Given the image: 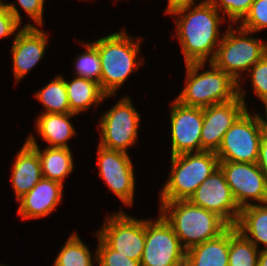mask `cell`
Segmentation results:
<instances>
[{
	"label": "cell",
	"mask_w": 267,
	"mask_h": 266,
	"mask_svg": "<svg viewBox=\"0 0 267 266\" xmlns=\"http://www.w3.org/2000/svg\"><path fill=\"white\" fill-rule=\"evenodd\" d=\"M22 28L6 4L0 5V39H14Z\"/></svg>",
	"instance_id": "33"
},
{
	"label": "cell",
	"mask_w": 267,
	"mask_h": 266,
	"mask_svg": "<svg viewBox=\"0 0 267 266\" xmlns=\"http://www.w3.org/2000/svg\"><path fill=\"white\" fill-rule=\"evenodd\" d=\"M113 250L130 259L141 261L145 247V219L127 211H110L96 231Z\"/></svg>",
	"instance_id": "10"
},
{
	"label": "cell",
	"mask_w": 267,
	"mask_h": 266,
	"mask_svg": "<svg viewBox=\"0 0 267 266\" xmlns=\"http://www.w3.org/2000/svg\"><path fill=\"white\" fill-rule=\"evenodd\" d=\"M229 24H238L249 12L254 0H209Z\"/></svg>",
	"instance_id": "30"
},
{
	"label": "cell",
	"mask_w": 267,
	"mask_h": 266,
	"mask_svg": "<svg viewBox=\"0 0 267 266\" xmlns=\"http://www.w3.org/2000/svg\"><path fill=\"white\" fill-rule=\"evenodd\" d=\"M257 266H267V250H260Z\"/></svg>",
	"instance_id": "37"
},
{
	"label": "cell",
	"mask_w": 267,
	"mask_h": 266,
	"mask_svg": "<svg viewBox=\"0 0 267 266\" xmlns=\"http://www.w3.org/2000/svg\"><path fill=\"white\" fill-rule=\"evenodd\" d=\"M265 132L259 112L246 109L226 131L215 154L219 161L257 163Z\"/></svg>",
	"instance_id": "8"
},
{
	"label": "cell",
	"mask_w": 267,
	"mask_h": 266,
	"mask_svg": "<svg viewBox=\"0 0 267 266\" xmlns=\"http://www.w3.org/2000/svg\"><path fill=\"white\" fill-rule=\"evenodd\" d=\"M82 44L84 49L73 57V75L75 77L87 78L97 83L101 81V59L97 47L90 41L81 39L76 41Z\"/></svg>",
	"instance_id": "27"
},
{
	"label": "cell",
	"mask_w": 267,
	"mask_h": 266,
	"mask_svg": "<svg viewBox=\"0 0 267 266\" xmlns=\"http://www.w3.org/2000/svg\"><path fill=\"white\" fill-rule=\"evenodd\" d=\"M266 53L267 39L241 28L238 24H230L226 27L211 62L239 83Z\"/></svg>",
	"instance_id": "6"
},
{
	"label": "cell",
	"mask_w": 267,
	"mask_h": 266,
	"mask_svg": "<svg viewBox=\"0 0 267 266\" xmlns=\"http://www.w3.org/2000/svg\"><path fill=\"white\" fill-rule=\"evenodd\" d=\"M97 246V266H141L140 261L123 256L119 252L111 249L97 234L93 231Z\"/></svg>",
	"instance_id": "31"
},
{
	"label": "cell",
	"mask_w": 267,
	"mask_h": 266,
	"mask_svg": "<svg viewBox=\"0 0 267 266\" xmlns=\"http://www.w3.org/2000/svg\"><path fill=\"white\" fill-rule=\"evenodd\" d=\"M184 87L175 99L182 105L207 107L238 97V83L212 62L186 63Z\"/></svg>",
	"instance_id": "3"
},
{
	"label": "cell",
	"mask_w": 267,
	"mask_h": 266,
	"mask_svg": "<svg viewBox=\"0 0 267 266\" xmlns=\"http://www.w3.org/2000/svg\"><path fill=\"white\" fill-rule=\"evenodd\" d=\"M48 83H44L40 89L34 92V98L41 103L42 110L38 114L43 113H59L66 114L72 113L70 110V104L67 95V89L65 86V80L63 73H57L53 75Z\"/></svg>",
	"instance_id": "25"
},
{
	"label": "cell",
	"mask_w": 267,
	"mask_h": 266,
	"mask_svg": "<svg viewBox=\"0 0 267 266\" xmlns=\"http://www.w3.org/2000/svg\"><path fill=\"white\" fill-rule=\"evenodd\" d=\"M235 227L259 250H267V203L242 208Z\"/></svg>",
	"instance_id": "23"
},
{
	"label": "cell",
	"mask_w": 267,
	"mask_h": 266,
	"mask_svg": "<svg viewBox=\"0 0 267 266\" xmlns=\"http://www.w3.org/2000/svg\"><path fill=\"white\" fill-rule=\"evenodd\" d=\"M246 74L238 83V96L244 101L247 109L257 110L255 106L252 108L248 106L247 98L249 100V96L247 97V95L253 93L255 96L252 94V97L257 99L256 102L259 100L261 104L267 101V53ZM246 81L249 84L248 87H246ZM247 88L252 91L247 92L249 91Z\"/></svg>",
	"instance_id": "26"
},
{
	"label": "cell",
	"mask_w": 267,
	"mask_h": 266,
	"mask_svg": "<svg viewBox=\"0 0 267 266\" xmlns=\"http://www.w3.org/2000/svg\"><path fill=\"white\" fill-rule=\"evenodd\" d=\"M49 36L44 27H23L17 33L9 51L15 85L22 83L23 79L42 63L49 49Z\"/></svg>",
	"instance_id": "14"
},
{
	"label": "cell",
	"mask_w": 267,
	"mask_h": 266,
	"mask_svg": "<svg viewBox=\"0 0 267 266\" xmlns=\"http://www.w3.org/2000/svg\"><path fill=\"white\" fill-rule=\"evenodd\" d=\"M229 227L218 237L186 251L185 266H228Z\"/></svg>",
	"instance_id": "22"
},
{
	"label": "cell",
	"mask_w": 267,
	"mask_h": 266,
	"mask_svg": "<svg viewBox=\"0 0 267 266\" xmlns=\"http://www.w3.org/2000/svg\"><path fill=\"white\" fill-rule=\"evenodd\" d=\"M96 148V166L100 180L104 183L108 191L119 199L123 205L119 211L132 210L135 204L136 184H137V168L134 166L133 160L129 153L106 149L100 145ZM135 167V168H134ZM136 169V170H134ZM136 174V175H135ZM125 206V207H124ZM129 208V209H128Z\"/></svg>",
	"instance_id": "9"
},
{
	"label": "cell",
	"mask_w": 267,
	"mask_h": 266,
	"mask_svg": "<svg viewBox=\"0 0 267 266\" xmlns=\"http://www.w3.org/2000/svg\"><path fill=\"white\" fill-rule=\"evenodd\" d=\"M189 201L196 206L216 213L229 226H235L239 218L241 209L219 167L200 184Z\"/></svg>",
	"instance_id": "15"
},
{
	"label": "cell",
	"mask_w": 267,
	"mask_h": 266,
	"mask_svg": "<svg viewBox=\"0 0 267 266\" xmlns=\"http://www.w3.org/2000/svg\"><path fill=\"white\" fill-rule=\"evenodd\" d=\"M260 250L235 226H229L228 266H257Z\"/></svg>",
	"instance_id": "28"
},
{
	"label": "cell",
	"mask_w": 267,
	"mask_h": 266,
	"mask_svg": "<svg viewBox=\"0 0 267 266\" xmlns=\"http://www.w3.org/2000/svg\"><path fill=\"white\" fill-rule=\"evenodd\" d=\"M208 1L209 0H201V1L200 0H167L166 8L163 10V14L166 16L168 13H170L173 10H176L177 8L195 5V4H202Z\"/></svg>",
	"instance_id": "34"
},
{
	"label": "cell",
	"mask_w": 267,
	"mask_h": 266,
	"mask_svg": "<svg viewBox=\"0 0 267 266\" xmlns=\"http://www.w3.org/2000/svg\"><path fill=\"white\" fill-rule=\"evenodd\" d=\"M262 105H263L262 106L263 107L262 108L263 110L262 111H259V115L261 117L263 126H264L265 130L267 131V101H265Z\"/></svg>",
	"instance_id": "36"
},
{
	"label": "cell",
	"mask_w": 267,
	"mask_h": 266,
	"mask_svg": "<svg viewBox=\"0 0 267 266\" xmlns=\"http://www.w3.org/2000/svg\"><path fill=\"white\" fill-rule=\"evenodd\" d=\"M7 3L6 0H0V5H5Z\"/></svg>",
	"instance_id": "40"
},
{
	"label": "cell",
	"mask_w": 267,
	"mask_h": 266,
	"mask_svg": "<svg viewBox=\"0 0 267 266\" xmlns=\"http://www.w3.org/2000/svg\"><path fill=\"white\" fill-rule=\"evenodd\" d=\"M156 214L145 217V247L141 266H185L186 250L172 227L158 212Z\"/></svg>",
	"instance_id": "11"
},
{
	"label": "cell",
	"mask_w": 267,
	"mask_h": 266,
	"mask_svg": "<svg viewBox=\"0 0 267 266\" xmlns=\"http://www.w3.org/2000/svg\"><path fill=\"white\" fill-rule=\"evenodd\" d=\"M167 16L175 22L171 38L177 39L184 64L211 62L225 32L223 25H230L224 16L209 1L177 8Z\"/></svg>",
	"instance_id": "1"
},
{
	"label": "cell",
	"mask_w": 267,
	"mask_h": 266,
	"mask_svg": "<svg viewBox=\"0 0 267 266\" xmlns=\"http://www.w3.org/2000/svg\"><path fill=\"white\" fill-rule=\"evenodd\" d=\"M158 203L159 214L172 227L186 251L218 237L229 227L216 213L196 206L189 200L158 201Z\"/></svg>",
	"instance_id": "4"
},
{
	"label": "cell",
	"mask_w": 267,
	"mask_h": 266,
	"mask_svg": "<svg viewBox=\"0 0 267 266\" xmlns=\"http://www.w3.org/2000/svg\"><path fill=\"white\" fill-rule=\"evenodd\" d=\"M46 2V0H13L11 3L7 1L6 6L23 27H44ZM19 8L23 10V16ZM24 16L29 18L25 24H23Z\"/></svg>",
	"instance_id": "29"
},
{
	"label": "cell",
	"mask_w": 267,
	"mask_h": 266,
	"mask_svg": "<svg viewBox=\"0 0 267 266\" xmlns=\"http://www.w3.org/2000/svg\"><path fill=\"white\" fill-rule=\"evenodd\" d=\"M116 101L109 110L107 108L98 116L96 131H99L97 141L99 143L97 145L130 153L131 147L135 148L137 144L139 146L142 115L128 94H122V97Z\"/></svg>",
	"instance_id": "7"
},
{
	"label": "cell",
	"mask_w": 267,
	"mask_h": 266,
	"mask_svg": "<svg viewBox=\"0 0 267 266\" xmlns=\"http://www.w3.org/2000/svg\"><path fill=\"white\" fill-rule=\"evenodd\" d=\"M113 1V4H117V1H119V3H121L120 1L121 0H112ZM125 1V0H122V2ZM126 1H130V0H126ZM138 1V0H137ZM115 2V3H114Z\"/></svg>",
	"instance_id": "39"
},
{
	"label": "cell",
	"mask_w": 267,
	"mask_h": 266,
	"mask_svg": "<svg viewBox=\"0 0 267 266\" xmlns=\"http://www.w3.org/2000/svg\"><path fill=\"white\" fill-rule=\"evenodd\" d=\"M70 77L71 79L65 76L64 80L72 113L81 116L86 112L88 114L91 109L97 113V108L102 106L105 101L111 97L116 99V95H106L96 81L75 76Z\"/></svg>",
	"instance_id": "21"
},
{
	"label": "cell",
	"mask_w": 267,
	"mask_h": 266,
	"mask_svg": "<svg viewBox=\"0 0 267 266\" xmlns=\"http://www.w3.org/2000/svg\"><path fill=\"white\" fill-rule=\"evenodd\" d=\"M25 140L37 151L42 177L66 185V180L75 170L72 148L46 147L38 143L36 136H26Z\"/></svg>",
	"instance_id": "20"
},
{
	"label": "cell",
	"mask_w": 267,
	"mask_h": 266,
	"mask_svg": "<svg viewBox=\"0 0 267 266\" xmlns=\"http://www.w3.org/2000/svg\"><path fill=\"white\" fill-rule=\"evenodd\" d=\"M24 141L22 147L16 150L17 152L10 165L11 169H9V182L16 201L28 193L42 179L39 155L26 140Z\"/></svg>",
	"instance_id": "19"
},
{
	"label": "cell",
	"mask_w": 267,
	"mask_h": 266,
	"mask_svg": "<svg viewBox=\"0 0 267 266\" xmlns=\"http://www.w3.org/2000/svg\"><path fill=\"white\" fill-rule=\"evenodd\" d=\"M64 188L62 183L42 177L28 193L16 201V216H20L22 221L51 218V214L64 201Z\"/></svg>",
	"instance_id": "17"
},
{
	"label": "cell",
	"mask_w": 267,
	"mask_h": 266,
	"mask_svg": "<svg viewBox=\"0 0 267 266\" xmlns=\"http://www.w3.org/2000/svg\"><path fill=\"white\" fill-rule=\"evenodd\" d=\"M257 164L262 169L267 178V131L264 133L259 150V159Z\"/></svg>",
	"instance_id": "35"
},
{
	"label": "cell",
	"mask_w": 267,
	"mask_h": 266,
	"mask_svg": "<svg viewBox=\"0 0 267 266\" xmlns=\"http://www.w3.org/2000/svg\"><path fill=\"white\" fill-rule=\"evenodd\" d=\"M246 109L239 96L229 102L204 107L201 151L216 152L226 131Z\"/></svg>",
	"instance_id": "16"
},
{
	"label": "cell",
	"mask_w": 267,
	"mask_h": 266,
	"mask_svg": "<svg viewBox=\"0 0 267 266\" xmlns=\"http://www.w3.org/2000/svg\"><path fill=\"white\" fill-rule=\"evenodd\" d=\"M169 104V156L201 152L203 108L182 105L175 98Z\"/></svg>",
	"instance_id": "12"
},
{
	"label": "cell",
	"mask_w": 267,
	"mask_h": 266,
	"mask_svg": "<svg viewBox=\"0 0 267 266\" xmlns=\"http://www.w3.org/2000/svg\"><path fill=\"white\" fill-rule=\"evenodd\" d=\"M0 266H9V265H8V263H5V262L0 261Z\"/></svg>",
	"instance_id": "38"
},
{
	"label": "cell",
	"mask_w": 267,
	"mask_h": 266,
	"mask_svg": "<svg viewBox=\"0 0 267 266\" xmlns=\"http://www.w3.org/2000/svg\"><path fill=\"white\" fill-rule=\"evenodd\" d=\"M64 241L61 250L56 253V257L51 266H95L97 265V253L94 248L93 253L89 249L88 243L79 236L76 228Z\"/></svg>",
	"instance_id": "24"
},
{
	"label": "cell",
	"mask_w": 267,
	"mask_h": 266,
	"mask_svg": "<svg viewBox=\"0 0 267 266\" xmlns=\"http://www.w3.org/2000/svg\"><path fill=\"white\" fill-rule=\"evenodd\" d=\"M128 33L125 27L118 31L96 37L91 42L97 47L101 59V81L99 86L106 95H118L129 76L144 68L146 59L141 51L145 41Z\"/></svg>",
	"instance_id": "2"
},
{
	"label": "cell",
	"mask_w": 267,
	"mask_h": 266,
	"mask_svg": "<svg viewBox=\"0 0 267 266\" xmlns=\"http://www.w3.org/2000/svg\"><path fill=\"white\" fill-rule=\"evenodd\" d=\"M219 168L240 209L267 203V178L257 163L219 161Z\"/></svg>",
	"instance_id": "13"
},
{
	"label": "cell",
	"mask_w": 267,
	"mask_h": 266,
	"mask_svg": "<svg viewBox=\"0 0 267 266\" xmlns=\"http://www.w3.org/2000/svg\"><path fill=\"white\" fill-rule=\"evenodd\" d=\"M76 113H43L36 116L33 131L27 136H37L39 141H45L46 147H60L72 148L69 141L77 138L78 132L76 131L74 123L75 118L78 119ZM75 117V118H74ZM35 127V128H34ZM76 135V136H75Z\"/></svg>",
	"instance_id": "18"
},
{
	"label": "cell",
	"mask_w": 267,
	"mask_h": 266,
	"mask_svg": "<svg viewBox=\"0 0 267 266\" xmlns=\"http://www.w3.org/2000/svg\"><path fill=\"white\" fill-rule=\"evenodd\" d=\"M169 173L159 188L157 201L189 200L200 184L218 167L213 151L184 153L170 157Z\"/></svg>",
	"instance_id": "5"
},
{
	"label": "cell",
	"mask_w": 267,
	"mask_h": 266,
	"mask_svg": "<svg viewBox=\"0 0 267 266\" xmlns=\"http://www.w3.org/2000/svg\"><path fill=\"white\" fill-rule=\"evenodd\" d=\"M238 25L257 34L267 30V0H254L249 12Z\"/></svg>",
	"instance_id": "32"
}]
</instances>
